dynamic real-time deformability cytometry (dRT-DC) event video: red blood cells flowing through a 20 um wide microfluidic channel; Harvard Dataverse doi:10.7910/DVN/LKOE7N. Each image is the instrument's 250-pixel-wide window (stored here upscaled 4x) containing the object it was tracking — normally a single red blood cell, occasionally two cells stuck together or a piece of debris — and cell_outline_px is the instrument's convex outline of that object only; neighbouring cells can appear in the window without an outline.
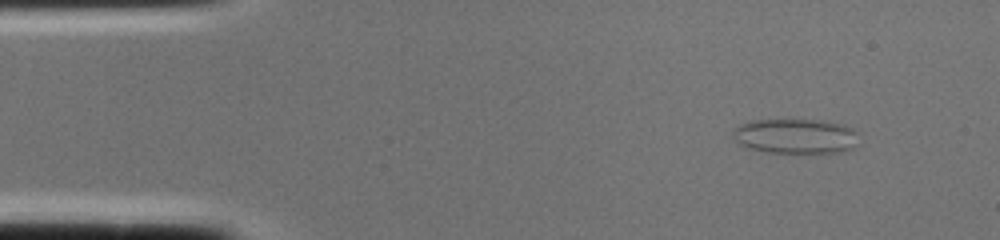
{"species": "common noctule bat (a hibernating species)", "species_latin": "Nyctalus noctula", "temperature_condition": "cold", "stored_images_in_passage": 1, "camera_frame_rate_fps": 3000, "um_per_image_px": 0.085, "animal": {"sex": "female", "body_mass_g": 22.0, "forearm_length_mm": 56.7}, "frame": {"image": 1, "passage_image": 1, "time_ms": 0.0, "image_size_px": [1000, 240], "cell_outline_px": [[860, 144], [844, 152], [768, 152], [748, 148], [740, 144], [732, 136], [732, 132], [740, 124], [752, 120], [820, 120], [844, 124], [852, 128], [856, 132]], "centroid_in_image_um": [67.66, 11.57], "position_along_channel_um": 17.3, "area_um2": 25.66}}